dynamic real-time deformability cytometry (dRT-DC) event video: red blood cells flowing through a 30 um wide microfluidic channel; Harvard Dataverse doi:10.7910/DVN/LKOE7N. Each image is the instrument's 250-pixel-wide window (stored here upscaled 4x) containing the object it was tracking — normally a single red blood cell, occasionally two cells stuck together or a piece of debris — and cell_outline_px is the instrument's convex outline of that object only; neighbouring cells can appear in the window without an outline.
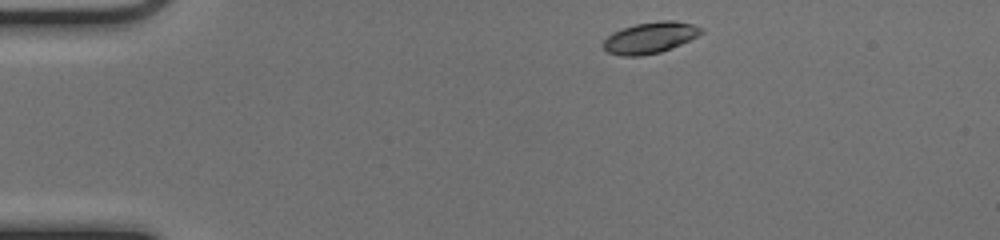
{"species": "common noctule bat (a hibernating species)", "species_latin": "Nyctalus noctula", "temperature_condition": "cold", "stored_images_in_passage": 43, "camera_frame_rate_fps": 3000, "um_per_image_px": 0.085, "animal": {"sex": "female", "body_mass_g": 17.0, "forearm_length_mm": 48.0}, "frame": {"image": 1, "passage_image": 1, "time_ms": 0.0, "image_size_px": [1000, 240], "cell_outline_px": [[704, 32], [672, 48], [660, 52], [640, 56], [620, 56], [608, 52], [600, 44], [612, 32], [636, 24], [660, 20], [676, 20], [692, 24], [704, 28]], "centroid_in_image_um": [55.25, 3.2], "position_along_channel_um": 29.8, "area_um2": 17.86}}
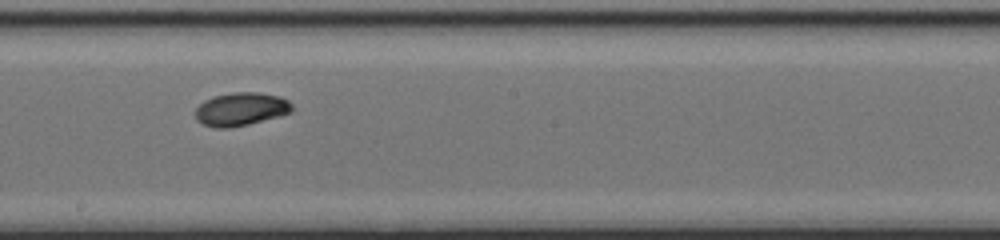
{"frame": {"image": 2, "passage_image": 21, "time_ms": 6.667, "image_size_px": [1000, 240], "cell_outline_px": [[292, 112], [280, 116], [248, 124], [228, 128], [216, 128], [204, 124], [196, 120], [196, 108], [204, 100], [212, 96], [236, 92], [260, 92], [280, 96], [288, 100], [292, 104]], "centroid_in_image_um": [20.49, 9.27], "position_along_channel_um": 227.7, "area_um2": 18.79}}
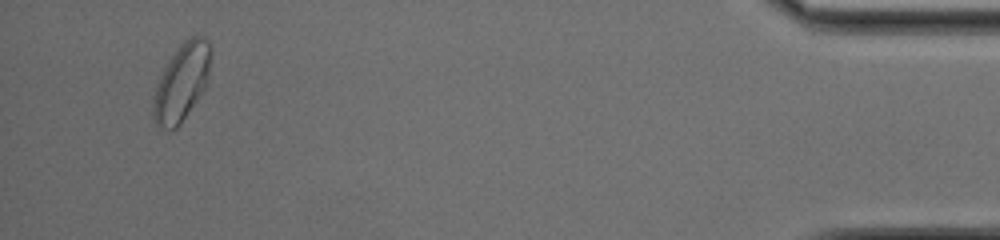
{"frame": {"image": 3, "passage_image": 41, "time_ms": 13.333, "image_size_px": [1000, 240], "cell_outline_px": [[212, 52], [208, 76], [204, 88], [180, 124], [176, 128], [168, 132], [160, 128], [156, 124], [152, 116], [152, 100], [156, 84], [164, 68], [180, 44], [184, 40], [192, 36], [204, 36], [208, 40], [212, 48]], "centroid_in_image_um": [15.42, 7.0], "position_along_channel_um": 419.8, "area_um2": 25.95}, "authors_computed_cell_mechanics": {"area_um2": 18.3226, "velocity_mm_per_s": 3.987, "shape_relaxation_time_tau1_ms": 2.078, "shape_relaxation_time_tau2_ms": null, "deformation_change_tau1": 0.1357, "deformation_change_tau2": null}}